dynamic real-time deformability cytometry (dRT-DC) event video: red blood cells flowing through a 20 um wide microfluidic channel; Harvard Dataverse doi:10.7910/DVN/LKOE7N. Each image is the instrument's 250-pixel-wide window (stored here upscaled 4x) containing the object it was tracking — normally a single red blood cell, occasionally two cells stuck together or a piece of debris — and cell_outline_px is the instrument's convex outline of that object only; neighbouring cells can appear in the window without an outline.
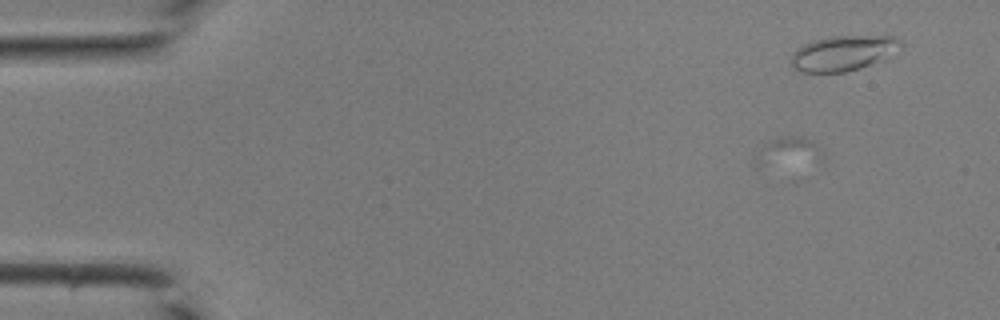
{"species": "common noctule bat (a hibernating species)", "species_latin": "Nyctalus noctula", "temperature_condition": "room temperature", "stored_images_in_passage": 3, "camera_frame_rate_fps": 3000, "um_per_image_px": 0.085, "animal": {"sex": "male", "body_mass_g": 19.0, "forearm_length_mm": 50.8}, "frame": {"image": 1, "passage_image": 1, "time_ms": 0.0, "image_size_px": [1000, 320], "cell_outline_px": [[824, 160], [756, 168], [752, 168], [752, 156], [764, 144], [780, 136], [804, 136], [824, 148]], "centroid_in_image_um": [66.94, 12.93], "position_along_channel_um": 18.1, "area_um2": 12.14}}